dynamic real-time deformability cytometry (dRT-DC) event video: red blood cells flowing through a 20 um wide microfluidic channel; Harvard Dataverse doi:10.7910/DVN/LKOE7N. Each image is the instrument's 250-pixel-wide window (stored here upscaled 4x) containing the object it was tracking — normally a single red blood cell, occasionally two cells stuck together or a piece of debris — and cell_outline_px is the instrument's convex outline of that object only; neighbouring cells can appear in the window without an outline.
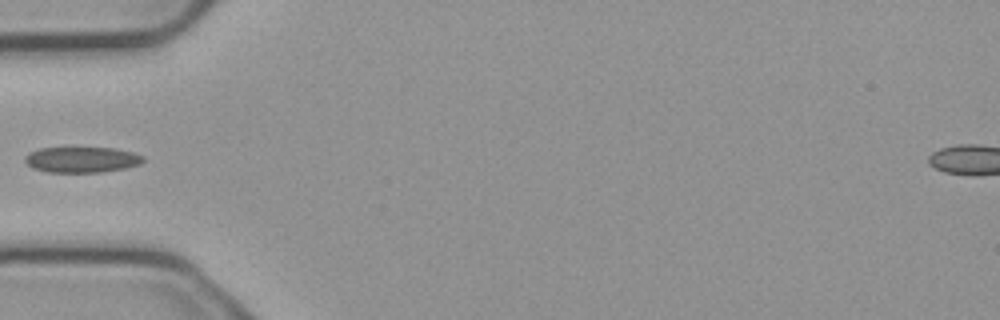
{"species": "common noctule bat (a hibernating species)", "species_latin": "Nyctalus noctula", "temperature_condition": "cold", "stored_images_in_passage": 4, "camera_frame_rate_fps": 3000, "um_per_image_px": 0.085, "animal": {"sex": "male", "body_mass_g": 23.1, "forearm_length_mm": 52.7}, "frame": {"image": 1, "passage_image": 4, "time_ms": 1.0, "image_size_px": [1000, 320], "cell_outline_px": [[144, 160], [140, 164], [124, 168], [100, 172], [48, 172], [32, 168], [24, 160], [24, 156], [40, 148], [112, 148], [132, 152], [144, 156]], "centroid_in_image_um": [6.95, 13.57], "position_along_channel_um": 78.1, "area_um2": 17.51}}